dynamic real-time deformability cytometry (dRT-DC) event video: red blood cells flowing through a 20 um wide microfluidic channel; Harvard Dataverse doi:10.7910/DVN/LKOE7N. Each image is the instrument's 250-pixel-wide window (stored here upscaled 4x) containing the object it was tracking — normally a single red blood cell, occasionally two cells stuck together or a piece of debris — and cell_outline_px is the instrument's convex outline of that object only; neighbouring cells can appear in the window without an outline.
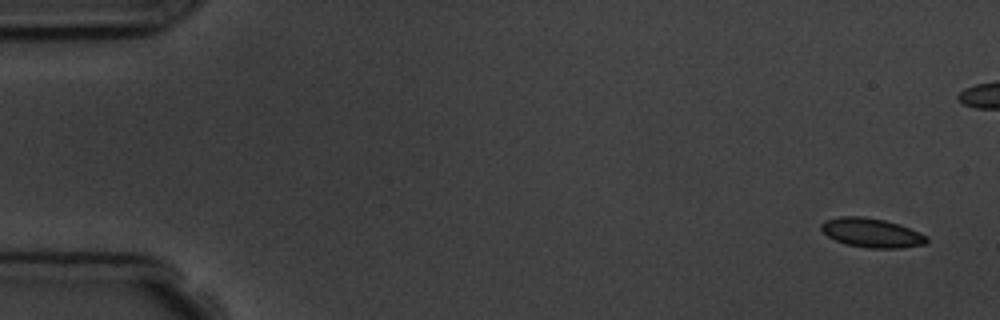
{"species": "common noctule bat (a hibernating species)", "species_latin": "Nyctalus noctula", "temperature_condition": "room temperature", "stored_images_in_passage": 6, "camera_frame_rate_fps": 3000, "um_per_image_px": 0.085, "animal": {"sex": "male", "body_mass_g": 19.5, "forearm_length_mm": 54.6}, "frame": {"image": 1, "passage_image": 1, "time_ms": 0.0, "image_size_px": [1000, 320], "cell_outline_px": [[928, 240], [924, 244], [900, 248], [868, 248], [848, 244], [836, 240], [828, 236], [820, 228], [820, 224], [824, 220], [840, 216], [864, 216], [884, 220], [900, 224], [920, 232], [928, 236]], "centroid_in_image_um": [74.09, 19.77], "position_along_channel_um": 10.9, "area_um2": 17.98}}